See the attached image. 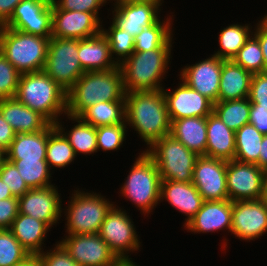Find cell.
<instances>
[{"label": "cell", "mask_w": 267, "mask_h": 266, "mask_svg": "<svg viewBox=\"0 0 267 266\" xmlns=\"http://www.w3.org/2000/svg\"><path fill=\"white\" fill-rule=\"evenodd\" d=\"M126 124L130 132L144 142L148 150L155 142L170 135L171 121L162 90L126 92Z\"/></svg>", "instance_id": "1"}, {"label": "cell", "mask_w": 267, "mask_h": 266, "mask_svg": "<svg viewBox=\"0 0 267 266\" xmlns=\"http://www.w3.org/2000/svg\"><path fill=\"white\" fill-rule=\"evenodd\" d=\"M174 40L173 35L159 49L133 52L119 65L126 92L162 90L168 86L164 80L171 69Z\"/></svg>", "instance_id": "2"}, {"label": "cell", "mask_w": 267, "mask_h": 266, "mask_svg": "<svg viewBox=\"0 0 267 266\" xmlns=\"http://www.w3.org/2000/svg\"><path fill=\"white\" fill-rule=\"evenodd\" d=\"M126 90L120 67L85 72L67 91L66 114L79 117L90 106L104 101H125Z\"/></svg>", "instance_id": "3"}, {"label": "cell", "mask_w": 267, "mask_h": 266, "mask_svg": "<svg viewBox=\"0 0 267 266\" xmlns=\"http://www.w3.org/2000/svg\"><path fill=\"white\" fill-rule=\"evenodd\" d=\"M139 154V155H138ZM138 155V156H137ZM130 170L118 188V197L131 202L140 214L151 217L160 206L161 177L157 165L145 152L137 153ZM150 215V216H149ZM146 216V217H145Z\"/></svg>", "instance_id": "4"}, {"label": "cell", "mask_w": 267, "mask_h": 266, "mask_svg": "<svg viewBox=\"0 0 267 266\" xmlns=\"http://www.w3.org/2000/svg\"><path fill=\"white\" fill-rule=\"evenodd\" d=\"M15 98L55 124L67 110V91L44 71L23 73Z\"/></svg>", "instance_id": "5"}, {"label": "cell", "mask_w": 267, "mask_h": 266, "mask_svg": "<svg viewBox=\"0 0 267 266\" xmlns=\"http://www.w3.org/2000/svg\"><path fill=\"white\" fill-rule=\"evenodd\" d=\"M73 187L75 189L69 192L71 196L67 206L62 203L61 221H65V234H98L106 214L116 201L95 192V189L88 191L80 189V186Z\"/></svg>", "instance_id": "6"}, {"label": "cell", "mask_w": 267, "mask_h": 266, "mask_svg": "<svg viewBox=\"0 0 267 266\" xmlns=\"http://www.w3.org/2000/svg\"><path fill=\"white\" fill-rule=\"evenodd\" d=\"M50 39L0 26V52L21 73L43 71Z\"/></svg>", "instance_id": "7"}, {"label": "cell", "mask_w": 267, "mask_h": 266, "mask_svg": "<svg viewBox=\"0 0 267 266\" xmlns=\"http://www.w3.org/2000/svg\"><path fill=\"white\" fill-rule=\"evenodd\" d=\"M145 152L157 165L161 180L192 182L199 156L171 135L161 138Z\"/></svg>", "instance_id": "8"}, {"label": "cell", "mask_w": 267, "mask_h": 266, "mask_svg": "<svg viewBox=\"0 0 267 266\" xmlns=\"http://www.w3.org/2000/svg\"><path fill=\"white\" fill-rule=\"evenodd\" d=\"M118 203L115 202L106 214L98 234L117 258H130L131 254L136 256L143 249L142 239L137 234L130 209L126 208L127 211Z\"/></svg>", "instance_id": "9"}, {"label": "cell", "mask_w": 267, "mask_h": 266, "mask_svg": "<svg viewBox=\"0 0 267 266\" xmlns=\"http://www.w3.org/2000/svg\"><path fill=\"white\" fill-rule=\"evenodd\" d=\"M43 71L68 91L85 73L78 58V39L51 37Z\"/></svg>", "instance_id": "10"}, {"label": "cell", "mask_w": 267, "mask_h": 266, "mask_svg": "<svg viewBox=\"0 0 267 266\" xmlns=\"http://www.w3.org/2000/svg\"><path fill=\"white\" fill-rule=\"evenodd\" d=\"M267 172L256 164L231 160L227 162V192L229 200H259L263 197Z\"/></svg>", "instance_id": "11"}, {"label": "cell", "mask_w": 267, "mask_h": 266, "mask_svg": "<svg viewBox=\"0 0 267 266\" xmlns=\"http://www.w3.org/2000/svg\"><path fill=\"white\" fill-rule=\"evenodd\" d=\"M232 201L226 200H213L204 201L202 207L198 210L195 216L183 227V231L186 230L191 234H211L224 232L222 240L221 251L228 249L229 239L226 236L231 235L232 228ZM226 232V233H225Z\"/></svg>", "instance_id": "12"}, {"label": "cell", "mask_w": 267, "mask_h": 266, "mask_svg": "<svg viewBox=\"0 0 267 266\" xmlns=\"http://www.w3.org/2000/svg\"><path fill=\"white\" fill-rule=\"evenodd\" d=\"M58 242L80 266H111L118 259L99 234H64Z\"/></svg>", "instance_id": "13"}, {"label": "cell", "mask_w": 267, "mask_h": 266, "mask_svg": "<svg viewBox=\"0 0 267 266\" xmlns=\"http://www.w3.org/2000/svg\"><path fill=\"white\" fill-rule=\"evenodd\" d=\"M232 238L254 242L267 236V206L262 199L232 202Z\"/></svg>", "instance_id": "14"}, {"label": "cell", "mask_w": 267, "mask_h": 266, "mask_svg": "<svg viewBox=\"0 0 267 266\" xmlns=\"http://www.w3.org/2000/svg\"><path fill=\"white\" fill-rule=\"evenodd\" d=\"M3 27L50 39L52 0H22Z\"/></svg>", "instance_id": "15"}, {"label": "cell", "mask_w": 267, "mask_h": 266, "mask_svg": "<svg viewBox=\"0 0 267 266\" xmlns=\"http://www.w3.org/2000/svg\"><path fill=\"white\" fill-rule=\"evenodd\" d=\"M58 185L29 189L18 197L19 213L31 216L55 228L62 223V199Z\"/></svg>", "instance_id": "16"}, {"label": "cell", "mask_w": 267, "mask_h": 266, "mask_svg": "<svg viewBox=\"0 0 267 266\" xmlns=\"http://www.w3.org/2000/svg\"><path fill=\"white\" fill-rule=\"evenodd\" d=\"M207 56L206 59L182 66L176 77L215 104L218 101L222 63L225 60L213 54Z\"/></svg>", "instance_id": "17"}, {"label": "cell", "mask_w": 267, "mask_h": 266, "mask_svg": "<svg viewBox=\"0 0 267 266\" xmlns=\"http://www.w3.org/2000/svg\"><path fill=\"white\" fill-rule=\"evenodd\" d=\"M177 80L180 81L175 88H163L170 121L187 117H207L213 112V103L208 98L190 88L182 79Z\"/></svg>", "instance_id": "18"}, {"label": "cell", "mask_w": 267, "mask_h": 266, "mask_svg": "<svg viewBox=\"0 0 267 266\" xmlns=\"http://www.w3.org/2000/svg\"><path fill=\"white\" fill-rule=\"evenodd\" d=\"M226 168L227 161L207 156L197 158L192 183L204 201L229 199Z\"/></svg>", "instance_id": "19"}, {"label": "cell", "mask_w": 267, "mask_h": 266, "mask_svg": "<svg viewBox=\"0 0 267 266\" xmlns=\"http://www.w3.org/2000/svg\"><path fill=\"white\" fill-rule=\"evenodd\" d=\"M107 10L108 13L110 11L107 19H110L118 28L127 31L133 37L145 28L156 24L166 12L163 11L162 5L154 2L121 4L111 6ZM109 16L111 17L109 18Z\"/></svg>", "instance_id": "20"}, {"label": "cell", "mask_w": 267, "mask_h": 266, "mask_svg": "<svg viewBox=\"0 0 267 266\" xmlns=\"http://www.w3.org/2000/svg\"><path fill=\"white\" fill-rule=\"evenodd\" d=\"M102 22L94 13L61 10L52 2V37H92L101 32Z\"/></svg>", "instance_id": "21"}, {"label": "cell", "mask_w": 267, "mask_h": 266, "mask_svg": "<svg viewBox=\"0 0 267 266\" xmlns=\"http://www.w3.org/2000/svg\"><path fill=\"white\" fill-rule=\"evenodd\" d=\"M166 201L180 214L185 216L182 228L202 207L204 199L192 182L161 180L160 202Z\"/></svg>", "instance_id": "22"}, {"label": "cell", "mask_w": 267, "mask_h": 266, "mask_svg": "<svg viewBox=\"0 0 267 266\" xmlns=\"http://www.w3.org/2000/svg\"><path fill=\"white\" fill-rule=\"evenodd\" d=\"M78 58L85 72L106 71L119 67L111 56L109 42L102 32L78 40Z\"/></svg>", "instance_id": "23"}, {"label": "cell", "mask_w": 267, "mask_h": 266, "mask_svg": "<svg viewBox=\"0 0 267 266\" xmlns=\"http://www.w3.org/2000/svg\"><path fill=\"white\" fill-rule=\"evenodd\" d=\"M68 122L70 123L69 128V125L66 126ZM71 124L73 125L71 126ZM55 125L68 139L77 157H82V154L85 155V157L91 155L93 157V155L98 153L96 128L91 124L84 122L80 117L65 114Z\"/></svg>", "instance_id": "24"}, {"label": "cell", "mask_w": 267, "mask_h": 266, "mask_svg": "<svg viewBox=\"0 0 267 266\" xmlns=\"http://www.w3.org/2000/svg\"><path fill=\"white\" fill-rule=\"evenodd\" d=\"M52 228L45 222L18 213L9 230L20 244L31 254L37 255L48 248L47 237Z\"/></svg>", "instance_id": "25"}, {"label": "cell", "mask_w": 267, "mask_h": 266, "mask_svg": "<svg viewBox=\"0 0 267 266\" xmlns=\"http://www.w3.org/2000/svg\"><path fill=\"white\" fill-rule=\"evenodd\" d=\"M0 112L16 134L38 132L50 124L41 114L25 106L15 97L0 99Z\"/></svg>", "instance_id": "26"}, {"label": "cell", "mask_w": 267, "mask_h": 266, "mask_svg": "<svg viewBox=\"0 0 267 266\" xmlns=\"http://www.w3.org/2000/svg\"><path fill=\"white\" fill-rule=\"evenodd\" d=\"M205 156L231 161L235 156V132L211 113L207 116V145Z\"/></svg>", "instance_id": "27"}, {"label": "cell", "mask_w": 267, "mask_h": 266, "mask_svg": "<svg viewBox=\"0 0 267 266\" xmlns=\"http://www.w3.org/2000/svg\"><path fill=\"white\" fill-rule=\"evenodd\" d=\"M56 128L49 124L44 130L34 133H17L6 151L8 160H46L49 134Z\"/></svg>", "instance_id": "28"}, {"label": "cell", "mask_w": 267, "mask_h": 266, "mask_svg": "<svg viewBox=\"0 0 267 266\" xmlns=\"http://www.w3.org/2000/svg\"><path fill=\"white\" fill-rule=\"evenodd\" d=\"M170 135L198 156H205L207 117H187L171 121Z\"/></svg>", "instance_id": "29"}, {"label": "cell", "mask_w": 267, "mask_h": 266, "mask_svg": "<svg viewBox=\"0 0 267 266\" xmlns=\"http://www.w3.org/2000/svg\"><path fill=\"white\" fill-rule=\"evenodd\" d=\"M252 76L232 60L224 61L217 102L249 98Z\"/></svg>", "instance_id": "30"}, {"label": "cell", "mask_w": 267, "mask_h": 266, "mask_svg": "<svg viewBox=\"0 0 267 266\" xmlns=\"http://www.w3.org/2000/svg\"><path fill=\"white\" fill-rule=\"evenodd\" d=\"M247 22L244 24L242 22H234L223 28L221 26L220 32L217 33L218 48L212 54L225 61L233 60L238 51L253 34L256 22L253 21V25L249 21Z\"/></svg>", "instance_id": "31"}, {"label": "cell", "mask_w": 267, "mask_h": 266, "mask_svg": "<svg viewBox=\"0 0 267 266\" xmlns=\"http://www.w3.org/2000/svg\"><path fill=\"white\" fill-rule=\"evenodd\" d=\"M156 24L145 28L134 37V52H144L162 47L173 35H175L176 16L175 11L166 12ZM169 14V15H168Z\"/></svg>", "instance_id": "32"}, {"label": "cell", "mask_w": 267, "mask_h": 266, "mask_svg": "<svg viewBox=\"0 0 267 266\" xmlns=\"http://www.w3.org/2000/svg\"><path fill=\"white\" fill-rule=\"evenodd\" d=\"M79 117L95 128L122 124L126 121L125 101L98 102L87 108Z\"/></svg>", "instance_id": "33"}, {"label": "cell", "mask_w": 267, "mask_h": 266, "mask_svg": "<svg viewBox=\"0 0 267 266\" xmlns=\"http://www.w3.org/2000/svg\"><path fill=\"white\" fill-rule=\"evenodd\" d=\"M78 158L68 139L56 127L48 136L46 162L50 170L55 173L59 169L68 168Z\"/></svg>", "instance_id": "34"}, {"label": "cell", "mask_w": 267, "mask_h": 266, "mask_svg": "<svg viewBox=\"0 0 267 266\" xmlns=\"http://www.w3.org/2000/svg\"><path fill=\"white\" fill-rule=\"evenodd\" d=\"M260 133L252 124H245L235 132V156L234 159L240 162L256 164L260 155V146L263 139Z\"/></svg>", "instance_id": "35"}, {"label": "cell", "mask_w": 267, "mask_h": 266, "mask_svg": "<svg viewBox=\"0 0 267 266\" xmlns=\"http://www.w3.org/2000/svg\"><path fill=\"white\" fill-rule=\"evenodd\" d=\"M250 107L251 102L249 98L222 101L213 104V113H215L229 129L236 132L242 126L249 123Z\"/></svg>", "instance_id": "36"}, {"label": "cell", "mask_w": 267, "mask_h": 266, "mask_svg": "<svg viewBox=\"0 0 267 266\" xmlns=\"http://www.w3.org/2000/svg\"><path fill=\"white\" fill-rule=\"evenodd\" d=\"M14 163L21 178L30 189L44 188L56 185L53 182L54 173L50 170L46 160H9Z\"/></svg>", "instance_id": "37"}, {"label": "cell", "mask_w": 267, "mask_h": 266, "mask_svg": "<svg viewBox=\"0 0 267 266\" xmlns=\"http://www.w3.org/2000/svg\"><path fill=\"white\" fill-rule=\"evenodd\" d=\"M109 21L102 22L101 32L109 42L112 58L120 65L134 52V37L127 31L118 28L110 19ZM103 23H109L108 28Z\"/></svg>", "instance_id": "38"}, {"label": "cell", "mask_w": 267, "mask_h": 266, "mask_svg": "<svg viewBox=\"0 0 267 266\" xmlns=\"http://www.w3.org/2000/svg\"><path fill=\"white\" fill-rule=\"evenodd\" d=\"M126 121L122 124L100 126L96 128L98 152H118L125 146L128 134ZM128 134V135H127ZM124 143V144H123Z\"/></svg>", "instance_id": "39"}, {"label": "cell", "mask_w": 267, "mask_h": 266, "mask_svg": "<svg viewBox=\"0 0 267 266\" xmlns=\"http://www.w3.org/2000/svg\"><path fill=\"white\" fill-rule=\"evenodd\" d=\"M30 256L9 229H0V266H15Z\"/></svg>", "instance_id": "40"}, {"label": "cell", "mask_w": 267, "mask_h": 266, "mask_svg": "<svg viewBox=\"0 0 267 266\" xmlns=\"http://www.w3.org/2000/svg\"><path fill=\"white\" fill-rule=\"evenodd\" d=\"M232 61L252 74L264 72L263 52L258 39L253 34Z\"/></svg>", "instance_id": "41"}, {"label": "cell", "mask_w": 267, "mask_h": 266, "mask_svg": "<svg viewBox=\"0 0 267 266\" xmlns=\"http://www.w3.org/2000/svg\"><path fill=\"white\" fill-rule=\"evenodd\" d=\"M21 73L0 52V99L14 98Z\"/></svg>", "instance_id": "42"}, {"label": "cell", "mask_w": 267, "mask_h": 266, "mask_svg": "<svg viewBox=\"0 0 267 266\" xmlns=\"http://www.w3.org/2000/svg\"><path fill=\"white\" fill-rule=\"evenodd\" d=\"M36 256L41 266H80L58 241Z\"/></svg>", "instance_id": "43"}, {"label": "cell", "mask_w": 267, "mask_h": 266, "mask_svg": "<svg viewBox=\"0 0 267 266\" xmlns=\"http://www.w3.org/2000/svg\"><path fill=\"white\" fill-rule=\"evenodd\" d=\"M52 2L61 10L65 11H81L94 13L101 21L102 20V7L109 4V0H52ZM101 16V17H100Z\"/></svg>", "instance_id": "44"}, {"label": "cell", "mask_w": 267, "mask_h": 266, "mask_svg": "<svg viewBox=\"0 0 267 266\" xmlns=\"http://www.w3.org/2000/svg\"><path fill=\"white\" fill-rule=\"evenodd\" d=\"M0 178L15 197L23 196L30 189L21 178L17 167L8 159L4 161L0 169Z\"/></svg>", "instance_id": "45"}, {"label": "cell", "mask_w": 267, "mask_h": 266, "mask_svg": "<svg viewBox=\"0 0 267 266\" xmlns=\"http://www.w3.org/2000/svg\"><path fill=\"white\" fill-rule=\"evenodd\" d=\"M249 100L260 108L267 109V73L253 74L250 86Z\"/></svg>", "instance_id": "46"}, {"label": "cell", "mask_w": 267, "mask_h": 266, "mask_svg": "<svg viewBox=\"0 0 267 266\" xmlns=\"http://www.w3.org/2000/svg\"><path fill=\"white\" fill-rule=\"evenodd\" d=\"M18 213V197L0 200V229H9Z\"/></svg>", "instance_id": "47"}, {"label": "cell", "mask_w": 267, "mask_h": 266, "mask_svg": "<svg viewBox=\"0 0 267 266\" xmlns=\"http://www.w3.org/2000/svg\"><path fill=\"white\" fill-rule=\"evenodd\" d=\"M258 19H255L256 23L253 35L260 43L264 57V73H267V17L265 15H261Z\"/></svg>", "instance_id": "48"}, {"label": "cell", "mask_w": 267, "mask_h": 266, "mask_svg": "<svg viewBox=\"0 0 267 266\" xmlns=\"http://www.w3.org/2000/svg\"><path fill=\"white\" fill-rule=\"evenodd\" d=\"M249 124H252L263 135H267V109L251 104Z\"/></svg>", "instance_id": "49"}, {"label": "cell", "mask_w": 267, "mask_h": 266, "mask_svg": "<svg viewBox=\"0 0 267 266\" xmlns=\"http://www.w3.org/2000/svg\"><path fill=\"white\" fill-rule=\"evenodd\" d=\"M16 133L0 112V147L7 151Z\"/></svg>", "instance_id": "50"}, {"label": "cell", "mask_w": 267, "mask_h": 266, "mask_svg": "<svg viewBox=\"0 0 267 266\" xmlns=\"http://www.w3.org/2000/svg\"><path fill=\"white\" fill-rule=\"evenodd\" d=\"M22 0H0V26H3L12 16L15 7Z\"/></svg>", "instance_id": "51"}, {"label": "cell", "mask_w": 267, "mask_h": 266, "mask_svg": "<svg viewBox=\"0 0 267 266\" xmlns=\"http://www.w3.org/2000/svg\"><path fill=\"white\" fill-rule=\"evenodd\" d=\"M259 153L258 167L267 172V135L263 136Z\"/></svg>", "instance_id": "52"}, {"label": "cell", "mask_w": 267, "mask_h": 266, "mask_svg": "<svg viewBox=\"0 0 267 266\" xmlns=\"http://www.w3.org/2000/svg\"><path fill=\"white\" fill-rule=\"evenodd\" d=\"M114 1V2H113ZM142 2H154L159 3L160 5L164 6V0H109V6H118L121 4H133V3H142Z\"/></svg>", "instance_id": "53"}, {"label": "cell", "mask_w": 267, "mask_h": 266, "mask_svg": "<svg viewBox=\"0 0 267 266\" xmlns=\"http://www.w3.org/2000/svg\"><path fill=\"white\" fill-rule=\"evenodd\" d=\"M135 258H118L111 266H140L137 262H134Z\"/></svg>", "instance_id": "54"}, {"label": "cell", "mask_w": 267, "mask_h": 266, "mask_svg": "<svg viewBox=\"0 0 267 266\" xmlns=\"http://www.w3.org/2000/svg\"><path fill=\"white\" fill-rule=\"evenodd\" d=\"M14 197L10 191V188H7L5 182L0 178V200Z\"/></svg>", "instance_id": "55"}, {"label": "cell", "mask_w": 267, "mask_h": 266, "mask_svg": "<svg viewBox=\"0 0 267 266\" xmlns=\"http://www.w3.org/2000/svg\"><path fill=\"white\" fill-rule=\"evenodd\" d=\"M15 266H41L38 258L36 255H31L28 259H26L21 264L15 265Z\"/></svg>", "instance_id": "56"}, {"label": "cell", "mask_w": 267, "mask_h": 266, "mask_svg": "<svg viewBox=\"0 0 267 266\" xmlns=\"http://www.w3.org/2000/svg\"><path fill=\"white\" fill-rule=\"evenodd\" d=\"M6 159H7L6 151L0 147V169Z\"/></svg>", "instance_id": "57"}, {"label": "cell", "mask_w": 267, "mask_h": 266, "mask_svg": "<svg viewBox=\"0 0 267 266\" xmlns=\"http://www.w3.org/2000/svg\"><path fill=\"white\" fill-rule=\"evenodd\" d=\"M262 200L264 201V203L267 206V175H266V178H265V181H264V189H263V197H262Z\"/></svg>", "instance_id": "58"}]
</instances>
